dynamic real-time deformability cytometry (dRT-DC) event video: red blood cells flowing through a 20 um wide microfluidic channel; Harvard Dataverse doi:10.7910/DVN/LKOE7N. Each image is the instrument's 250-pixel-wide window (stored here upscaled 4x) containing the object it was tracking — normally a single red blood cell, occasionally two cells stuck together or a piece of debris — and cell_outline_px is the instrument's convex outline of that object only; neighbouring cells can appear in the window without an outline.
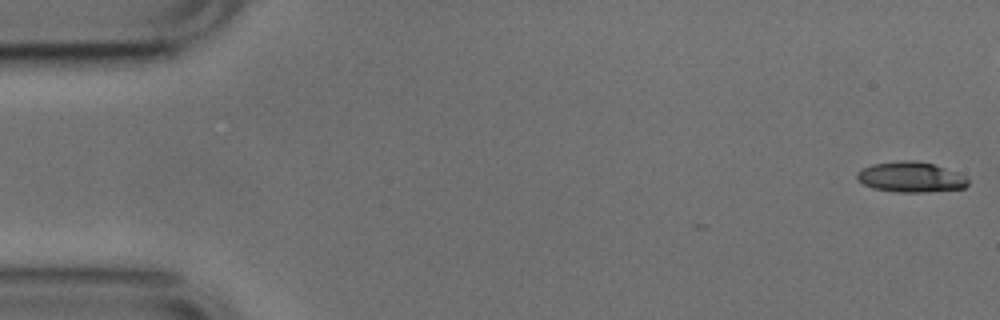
{"species": "common noctule bat (a hibernating species)", "species_latin": "Nyctalus noctula", "temperature_condition": "cold", "stored_images_in_passage": 7, "camera_frame_rate_fps": 3000, "um_per_image_px": 0.085, "animal": {"sex": "male", "body_mass_g": 17.9, "forearm_length_mm": 54.2}, "frame": {"image": 1, "passage_image": 1, "time_ms": 0.0, "image_size_px": [1000, 320], "cell_outline_px": [[968, 184], [964, 188], [920, 192], [896, 192], [872, 188], [864, 184], [856, 176], [856, 172], [872, 164], [900, 160], [912, 160], [932, 164], [968, 176]], "centroid_in_image_um": [77.41, 15.05], "position_along_channel_um": 7.6, "area_um2": 19.48}}